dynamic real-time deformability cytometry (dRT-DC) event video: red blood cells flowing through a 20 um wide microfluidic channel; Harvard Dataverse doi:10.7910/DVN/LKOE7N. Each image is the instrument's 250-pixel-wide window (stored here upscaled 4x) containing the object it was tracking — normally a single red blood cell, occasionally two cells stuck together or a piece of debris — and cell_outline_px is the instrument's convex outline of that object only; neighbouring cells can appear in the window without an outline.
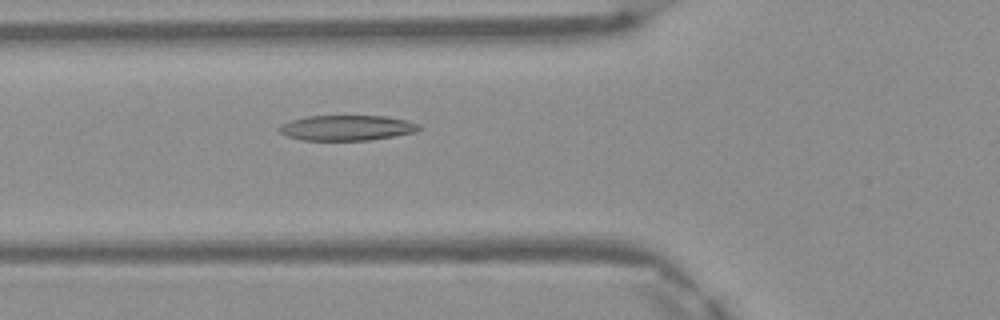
{"species": "Egyptian fruit bat (a non-hibernating species)", "species_latin": "Rousettus aegyptiacus", "temperature_condition": "warm", "stored_images_in_passage": 49, "camera_frame_rate_fps": 3000, "um_per_image_px": 0.085, "frame": {"image": 1, "passage_image": 18, "time_ms": 5.667, "image_size_px": [1000, 320], "cell_outline_px": [[420, 128], [416, 132], [396, 136], [368, 140], [304, 140], [288, 136], [280, 132], [276, 128], [280, 124], [292, 120], [308, 116], [384, 116], [404, 120], [420, 124]], "centroid_in_image_um": [29.47, 10.87], "position_along_channel_um": 96.3, "area_um2": 20.52}}
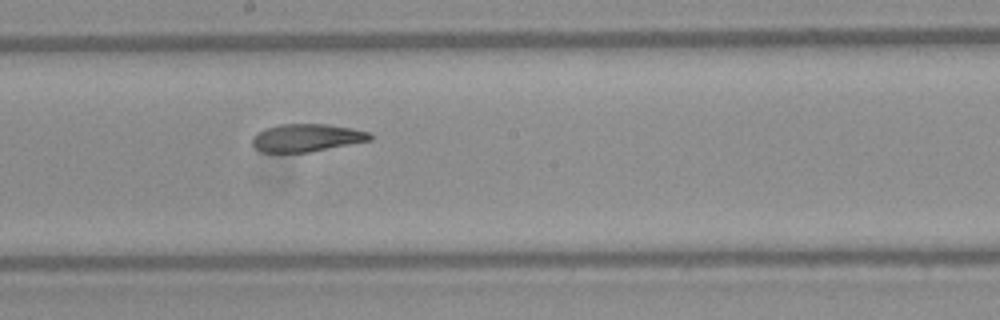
{"frame": {"image": 2, "passage_image": 27, "time_ms": 8.667, "image_size_px": [1000, 320], "cell_outline_px": [[372, 140], [308, 152], [260, 152], [252, 144], [252, 136], [256, 132], [264, 128], [276, 124], [328, 124], [352, 128], [372, 132]], "centroid_in_image_um": [26.05, 11.69], "position_along_channel_um": 222.2, "area_um2": 19.25}}
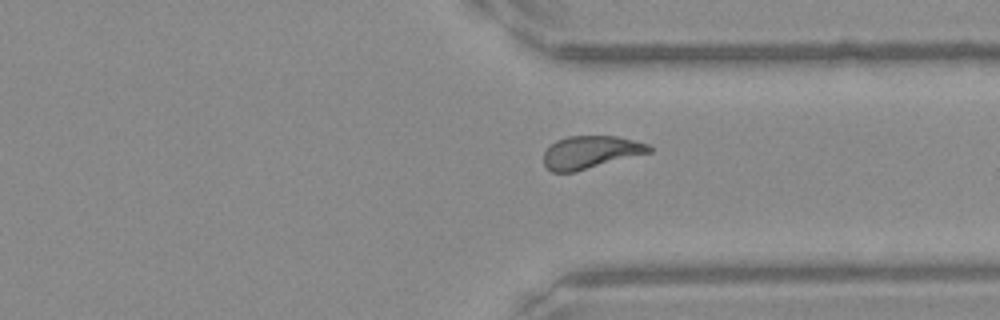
{"frame": {"image": 3, "passage_image": 37, "time_ms": 12.0, "image_size_px": [1000, 320], "cell_outline_px": [[652, 152], [572, 172], [552, 172], [544, 164], [544, 152], [556, 140], [568, 136], [616, 136], [648, 144], [652, 148]], "centroid_in_image_um": [50.19, 12.93], "position_along_channel_um": 361.2, "area_um2": 19.83}, "authors_computed_cell_mechanics": {"area_um2": 20.808, "velocity_mm_per_s": 4.1718, "shape_relaxation_time_tau1_ms": 10.9716, "shape_relaxation_time_tau2_ms": 1.6072, "deformation_change_tau1": 0.2958, "deformation_change_tau2": 0.096}}